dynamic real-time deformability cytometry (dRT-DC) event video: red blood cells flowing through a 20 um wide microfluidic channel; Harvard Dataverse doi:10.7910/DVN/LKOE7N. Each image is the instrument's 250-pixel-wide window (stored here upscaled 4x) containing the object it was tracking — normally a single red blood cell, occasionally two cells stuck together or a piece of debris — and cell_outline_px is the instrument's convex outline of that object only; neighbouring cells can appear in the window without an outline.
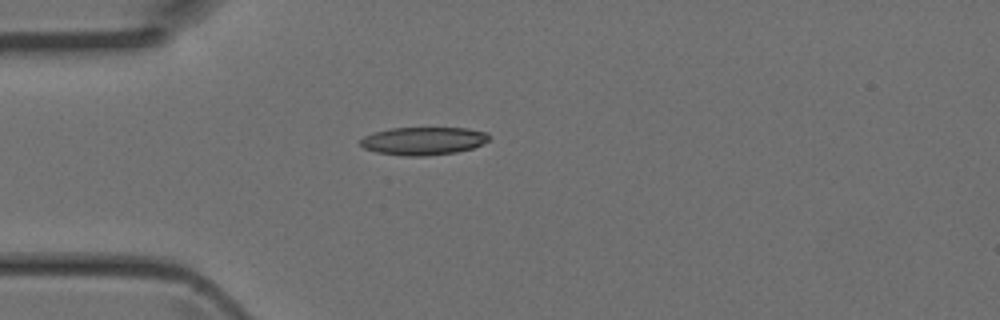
{"species": "Egyptian fruit bat (a non-hibernating species)", "species_latin": "Rousettus aegyptiacus", "temperature_condition": "room temperature", "stored_images_in_passage": 1, "camera_frame_rate_fps": 3000, "um_per_image_px": 0.085, "animal": {"sex": "female"}, "frame": {"image": 1, "passage_image": 1, "time_ms": 0.0, "image_size_px": [1000, 320], "cell_outline_px": [[488, 140], [472, 148], [456, 152], [428, 156], [404, 156], [376, 152], [364, 148], [360, 144], [360, 140], [364, 136], [388, 128], [468, 128], [488, 132]], "centroid_in_image_um": [35.97, 11.98], "position_along_channel_um": 49.0, "area_um2": 20.92}}